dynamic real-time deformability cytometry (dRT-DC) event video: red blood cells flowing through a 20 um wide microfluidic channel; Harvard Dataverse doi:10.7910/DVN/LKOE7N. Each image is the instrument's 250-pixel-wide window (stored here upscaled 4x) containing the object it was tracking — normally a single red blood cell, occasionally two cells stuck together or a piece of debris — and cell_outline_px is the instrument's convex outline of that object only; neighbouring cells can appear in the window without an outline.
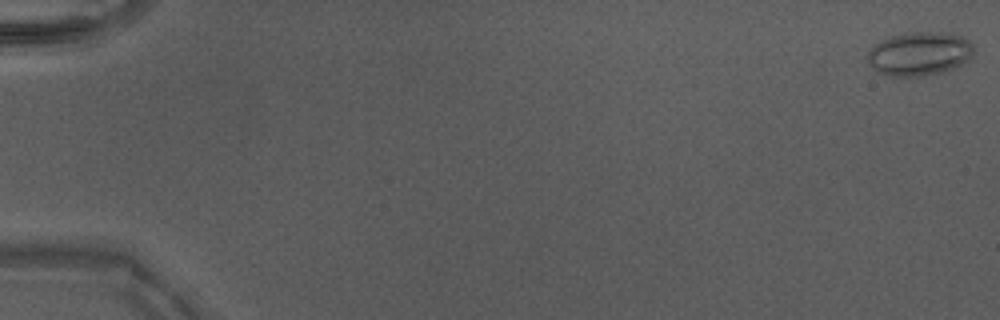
{"species": "Egyptian fruit bat (a non-hibernating species)", "species_latin": "Rousettus aegyptiacus", "temperature_condition": "warm", "stored_images_in_passage": 15, "camera_frame_rate_fps": 3000, "um_per_image_px": 0.085, "animal": {"sex": "male"}, "frame": {"image": 1, "passage_image": 1, "time_ms": 0.0, "image_size_px": [1000, 320], "cell_outline_px": [[976, 52], [968, 60], [952, 68], [940, 72], [924, 76], [888, 76], [876, 72], [868, 64], [864, 56], [876, 44], [892, 36], [904, 32], [948, 32], [964, 36], [972, 44]], "centroid_in_image_um": [78.14, 4.56], "position_along_channel_um": 6.9, "area_um2": 27.4}}